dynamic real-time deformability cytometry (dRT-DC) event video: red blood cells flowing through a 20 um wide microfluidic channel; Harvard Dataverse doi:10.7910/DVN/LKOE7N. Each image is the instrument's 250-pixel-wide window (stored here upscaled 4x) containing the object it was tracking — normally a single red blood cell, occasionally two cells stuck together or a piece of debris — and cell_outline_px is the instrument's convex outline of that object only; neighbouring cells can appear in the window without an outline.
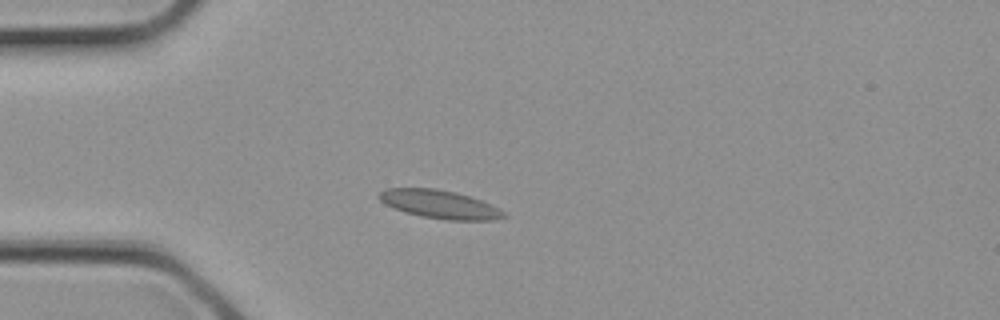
{"species": "common noctule bat (a hibernating species)", "species_latin": "Nyctalus noctula", "temperature_condition": "cold", "stored_images_in_passage": 1, "camera_frame_rate_fps": 3000, "um_per_image_px": 0.085, "animal": {"sex": "female", "body_mass_g": 21.9}, "frame": {"image": 1, "passage_image": 1, "time_ms": 0.0, "image_size_px": [1000, 320], "cell_outline_px": [[508, 216], [496, 220], [444, 220], [420, 216], [404, 212], [392, 208], [384, 204], [376, 196], [384, 188], [432, 188], [456, 192], [480, 200], [500, 208]], "centroid_in_image_um": [37.34, 17.37], "position_along_channel_um": 47.7, "area_um2": 20.81}}